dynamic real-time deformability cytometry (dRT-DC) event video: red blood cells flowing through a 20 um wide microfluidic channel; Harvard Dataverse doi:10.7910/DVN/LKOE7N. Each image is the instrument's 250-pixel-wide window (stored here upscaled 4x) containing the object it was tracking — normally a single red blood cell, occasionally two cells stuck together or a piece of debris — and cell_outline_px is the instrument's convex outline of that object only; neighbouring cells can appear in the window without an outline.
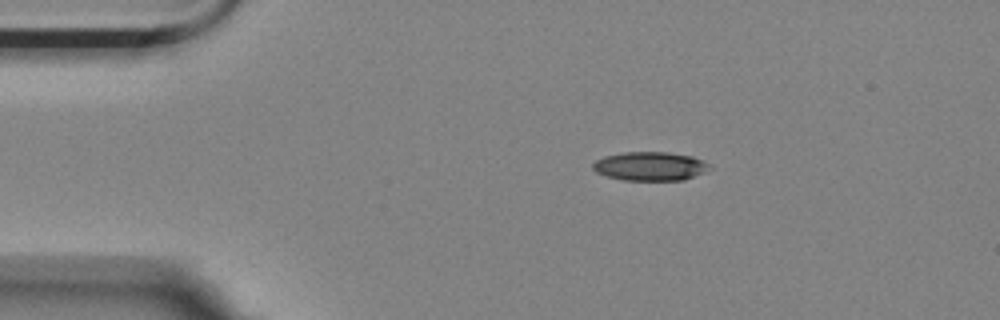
{"species": "Egyptian fruit bat (a non-hibernating species)", "species_latin": "Rousettus aegyptiacus", "temperature_condition": "room temperature", "stored_images_in_passage": 4, "camera_frame_rate_fps": 3000, "um_per_image_px": 0.085, "animal": {"sex": "female"}, "frame": {"image": 1, "passage_image": 1, "time_ms": 0.0, "image_size_px": [1000, 320], "cell_outline_px": [[712, 168], [704, 172], [684, 180], [624, 180], [608, 176], [596, 172], [592, 168], [592, 164], [596, 160], [604, 156], [624, 152], [668, 152], [692, 156], [708, 164]], "centroid_in_image_um": [55.25, 14.12], "position_along_channel_um": 29.8, "area_um2": 19.48}}
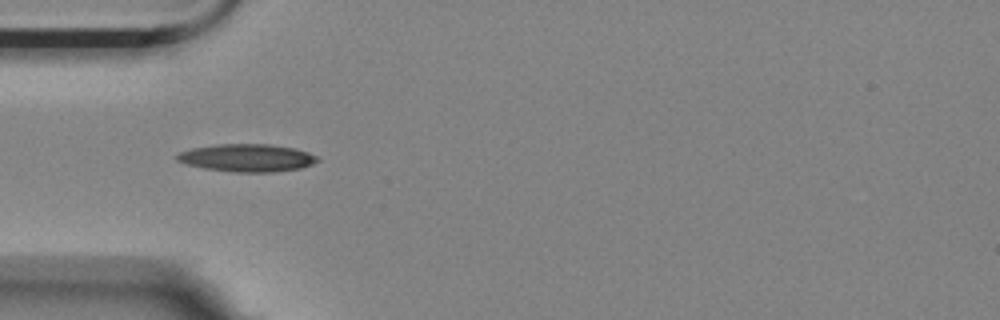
{"frame": {"image": 2, "passage_image": 3, "time_ms": 0.667, "image_size_px": [1000, 320], "cell_outline_px": [[320, 160], [312, 164], [300, 168], [272, 172], [236, 172], [204, 168], [188, 164], [176, 160], [176, 156], [180, 152], [192, 148], [216, 144], [268, 144], [296, 148], [308, 152], [316, 156]], "centroid_in_image_um": [21.01, 13.41], "position_along_channel_um": 64.0, "area_um2": 22.54}}
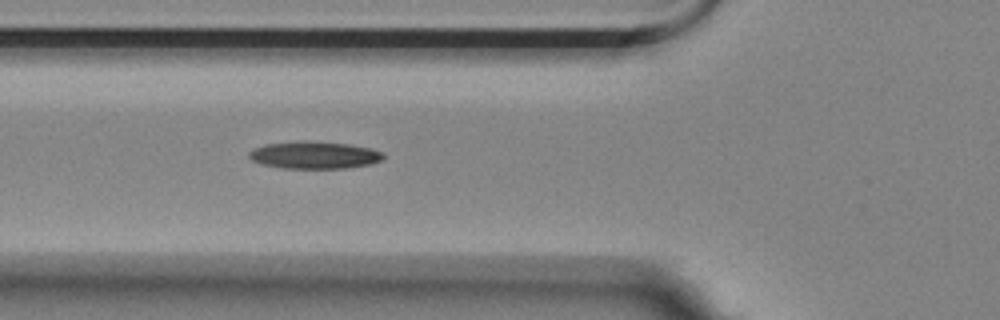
{"frame": {"image": 3, "passage_image": 4, "time_ms": 1.0, "image_size_px": [1000, 320], "cell_outline_px": [[384, 156], [380, 160], [368, 164], [348, 168], [284, 168], [264, 164], [252, 160], [248, 156], [248, 152], [252, 148], [264, 144], [300, 140], [308, 140], [348, 144], [368, 148], [384, 152]], "centroid_in_image_um": [26.67, 13.16], "position_along_channel_um": 99.1, "area_um2": 21.39}}